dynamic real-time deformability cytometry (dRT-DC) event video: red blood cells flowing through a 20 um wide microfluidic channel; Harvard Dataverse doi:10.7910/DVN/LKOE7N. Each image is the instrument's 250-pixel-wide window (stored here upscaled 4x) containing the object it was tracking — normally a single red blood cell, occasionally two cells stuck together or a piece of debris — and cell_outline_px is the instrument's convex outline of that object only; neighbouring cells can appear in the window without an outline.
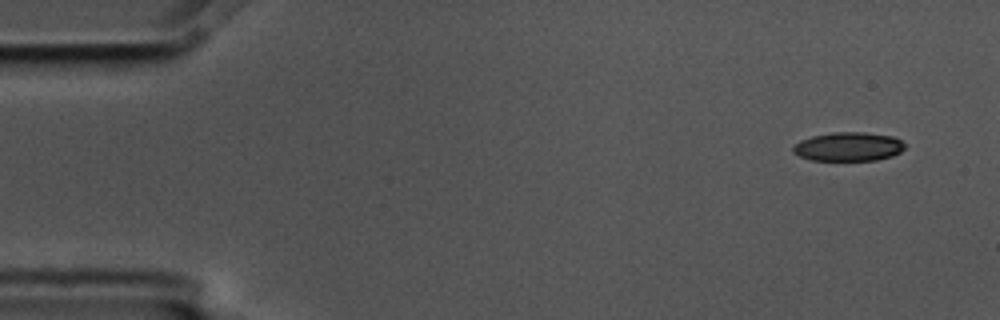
{"species": "common noctule bat (a hibernating species)", "species_latin": "Nyctalus noctula", "temperature_condition": "cold", "stored_images_in_passage": 7, "camera_frame_rate_fps": 3000, "um_per_image_px": 0.085, "animal": {"sex": "male", "body_mass_g": 17.5, "forearm_length_mm": 52.3}, "frame": {"image": 1, "passage_image": 1, "time_ms": 0.0, "image_size_px": [1000, 320], "cell_outline_px": [[904, 148], [900, 152], [892, 156], [876, 160], [812, 160], [800, 156], [792, 152], [792, 148], [800, 140], [812, 136], [836, 132], [864, 132], [892, 136], [900, 140], [904, 144]], "centroid_in_image_um": [72.11, 12.46], "position_along_channel_um": 12.9, "area_um2": 18.67}}
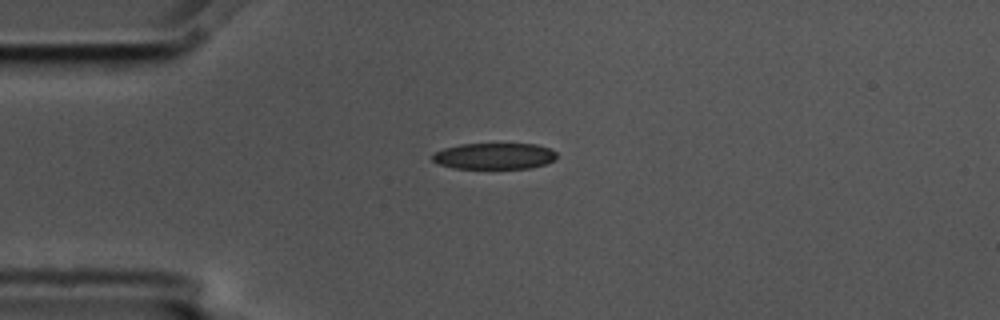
{"frame": {"image": 2, "passage_image": 4, "time_ms": 1.0, "image_size_px": [1000, 320], "cell_outline_px": [[556, 156], [552, 160], [544, 164], [528, 168], [452, 168], [440, 164], [432, 160], [432, 152], [444, 148], [460, 144], [536, 144], [548, 148], [556, 152]], "centroid_in_image_um": [41.96, 13.26], "position_along_channel_um": 43.0, "area_um2": 18.84}}